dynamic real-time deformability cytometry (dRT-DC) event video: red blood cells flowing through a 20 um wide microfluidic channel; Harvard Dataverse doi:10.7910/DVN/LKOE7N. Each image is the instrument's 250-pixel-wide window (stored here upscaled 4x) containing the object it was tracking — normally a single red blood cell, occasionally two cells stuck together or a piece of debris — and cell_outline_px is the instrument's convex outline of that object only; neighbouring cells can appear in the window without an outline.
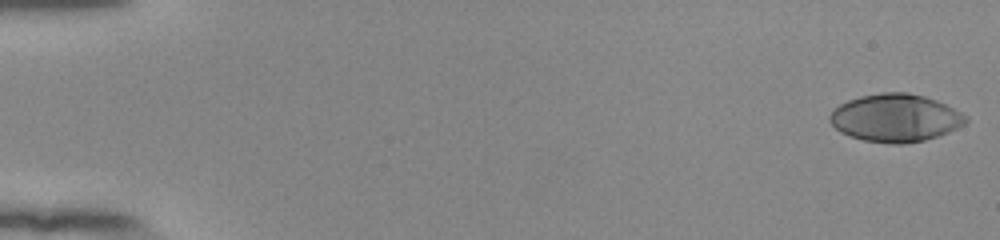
{"species": "human", "species_latin": "Homo sapiens", "temperature_condition": "room temperature", "stored_images_in_passage": 54, "camera_frame_rate_fps": 3000, "um_per_image_px": 0.085, "donor": {"sex": "female"}, "frame": {"image": 1, "passage_image": 1, "time_ms": 0.0, "image_size_px": [1000, 240], "cell_outline_px": [[968, 120], [964, 124], [948, 132], [924, 140], [904, 144], [892, 144], [864, 140], [848, 136], [840, 132], [828, 120], [828, 116], [840, 104], [848, 100], [860, 96], [880, 92], [908, 92], [924, 96], [936, 100], [968, 116]], "centroid_in_image_um": [76.09, 10.02], "position_along_channel_um": 8.9, "area_um2": 37.8}}
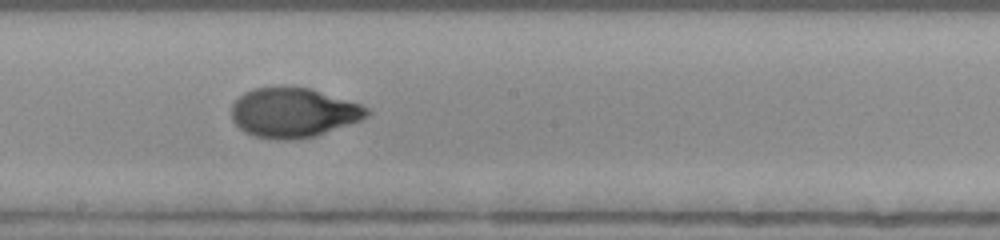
{"frame": {"image": 2, "passage_image": 31, "time_ms": 10.0, "image_size_px": [1000, 240], "cell_outline_px": [[372, 112], [368, 116], [360, 120], [316, 136], [284, 140], [272, 140], [256, 136], [244, 132], [232, 120], [232, 104], [244, 92], [252, 88], [284, 84], [308, 88], [360, 104], [368, 108]], "centroid_in_image_um": [24.9, 9.55], "position_along_channel_um": 223.3, "area_um2": 39.48}}
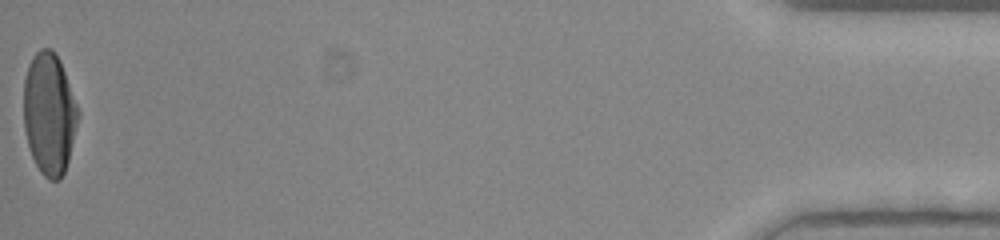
{"frame": {"image": 3, "passage_image": 54, "time_ms": 17.667, "image_size_px": [1000, 240], "cell_outline_px": [[80, 116], [68, 160], [64, 172], [60, 180], [48, 180], [40, 172], [32, 156], [28, 144], [24, 128], [24, 80], [28, 64], [32, 56], [40, 48], [52, 48], [60, 60], [80, 112]], "centroid_in_image_um": [4.19, 9.65], "position_along_channel_um": 431.0, "area_um2": 38.84}, "authors_computed_cell_mechanics": {"area_um2": 37.9457, "velocity_mm_per_s": 3.8917, "shape_relaxation_time_tau1_ms": 5.4189, "shape_relaxation_time_tau2_ms": 0.9015, "deformation_change_tau1": 0.2503, "deformation_change_tau2": 0.0461}}